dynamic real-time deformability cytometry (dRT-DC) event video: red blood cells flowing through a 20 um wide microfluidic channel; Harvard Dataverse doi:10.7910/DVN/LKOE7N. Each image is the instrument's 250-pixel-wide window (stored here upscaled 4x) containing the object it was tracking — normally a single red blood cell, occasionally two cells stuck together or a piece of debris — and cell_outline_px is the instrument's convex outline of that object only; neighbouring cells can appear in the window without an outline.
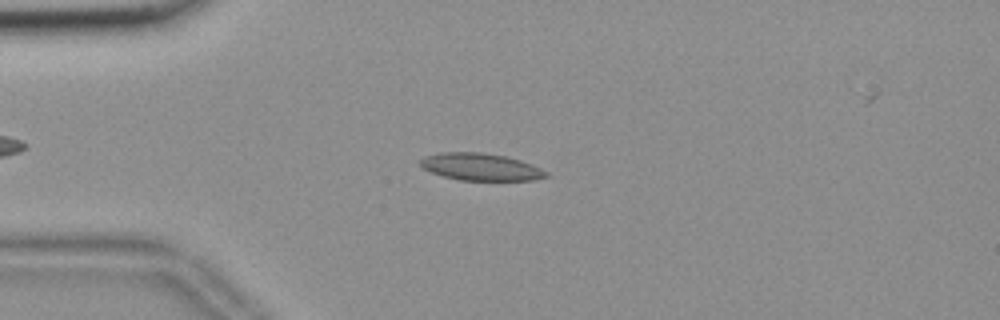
{"species": "common noctule bat (a hibernating species)", "species_latin": "Nyctalus noctula", "temperature_condition": "room temperature", "stored_images_in_passage": 56, "camera_frame_rate_fps": 3000, "um_per_image_px": 0.085, "animal": {"sex": "female", "body_mass_g": 18.4}, "frame": {"image": 1, "passage_image": 14, "time_ms": 4.333, "image_size_px": [1000, 320], "cell_outline_px": [[552, 176], [536, 180], [460, 180], [444, 176], [432, 172], [424, 168], [420, 164], [420, 160], [424, 156], [440, 152], [480, 152], [504, 156], [520, 160], [532, 164], [548, 172]], "centroid_in_image_um": [40.9, 14.19], "position_along_channel_um": 44.1, "area_um2": 19.94}}
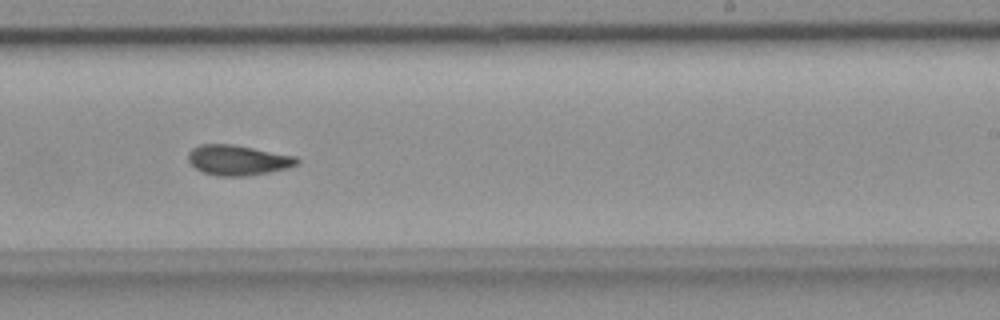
{"frame": {"image": 2, "passage_image": 34, "time_ms": 11.0, "image_size_px": [1000, 320], "cell_outline_px": [[300, 160], [296, 164], [288, 168], [248, 176], [216, 176], [204, 172], [196, 168], [188, 160], [188, 152], [192, 148], [200, 144], [232, 144], [296, 156]], "centroid_in_image_um": [20.21, 13.61], "position_along_channel_um": 268.8, "area_um2": 19.07}}
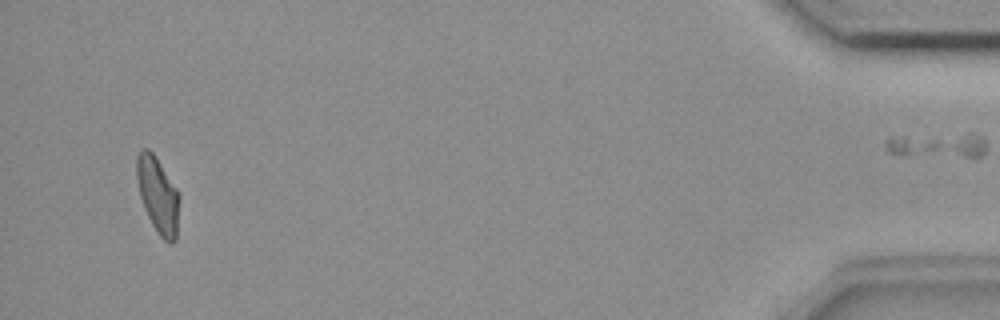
{"frame": {"image": 3, "passage_image": 53, "time_ms": 17.333, "image_size_px": [1000, 320], "cell_outline_px": [[180, 200], [176, 240], [172, 244], [164, 240], [160, 236], [152, 224], [144, 208], [140, 196], [136, 180], [136, 156], [140, 148], [148, 148], [156, 156], [176, 188], [180, 196]], "centroid_in_image_um": [13.41, 16.56], "position_along_channel_um": 421.8, "area_um2": 19.13}, "authors_computed_cell_mechanics": {"area_um2": 19.1029, "velocity_mm_per_s": 3.6732, "shape_relaxation_time_tau1_ms": 9.0608, "shape_relaxation_time_tau2_ms": 3.5328, "deformation_change_tau1": 0.2005, "deformation_change_tau2": 0.1065}}